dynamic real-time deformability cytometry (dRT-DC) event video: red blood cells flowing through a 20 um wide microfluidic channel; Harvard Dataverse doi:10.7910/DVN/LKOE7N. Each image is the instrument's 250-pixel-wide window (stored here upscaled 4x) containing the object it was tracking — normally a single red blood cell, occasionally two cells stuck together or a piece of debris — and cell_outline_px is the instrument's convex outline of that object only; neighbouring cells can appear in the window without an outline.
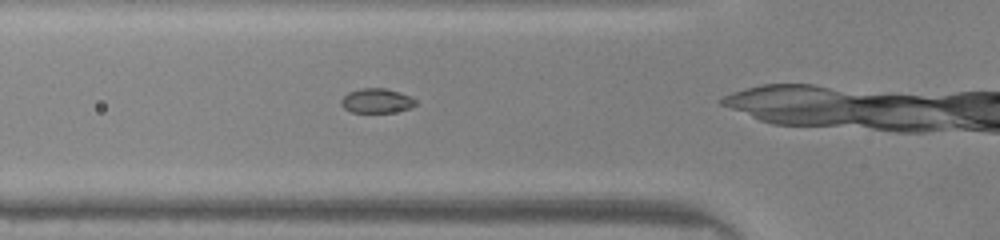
{"species": "common noctule bat (a hibernating species)", "species_latin": "Nyctalus noctula", "temperature_condition": "warm", "stored_images_in_passage": 6, "camera_frame_rate_fps": 3000, "um_per_image_px": 0.085, "animal": {"sex": "male", "body_mass_g": 20.0, "forearm_length_mm": 53.3}, "frame": {"image": 1, "passage_image": 2, "time_ms": 0.333, "image_size_px": [1000, 240], "cell_outline_px": [[416, 104], [412, 108], [392, 112], [352, 112], [344, 108], [340, 104], [340, 100], [348, 92], [364, 88], [384, 88], [400, 92], [416, 100]], "centroid_in_image_um": [32.01, 8.57], "position_along_channel_um": 93.8, "area_um2": 10.58}}